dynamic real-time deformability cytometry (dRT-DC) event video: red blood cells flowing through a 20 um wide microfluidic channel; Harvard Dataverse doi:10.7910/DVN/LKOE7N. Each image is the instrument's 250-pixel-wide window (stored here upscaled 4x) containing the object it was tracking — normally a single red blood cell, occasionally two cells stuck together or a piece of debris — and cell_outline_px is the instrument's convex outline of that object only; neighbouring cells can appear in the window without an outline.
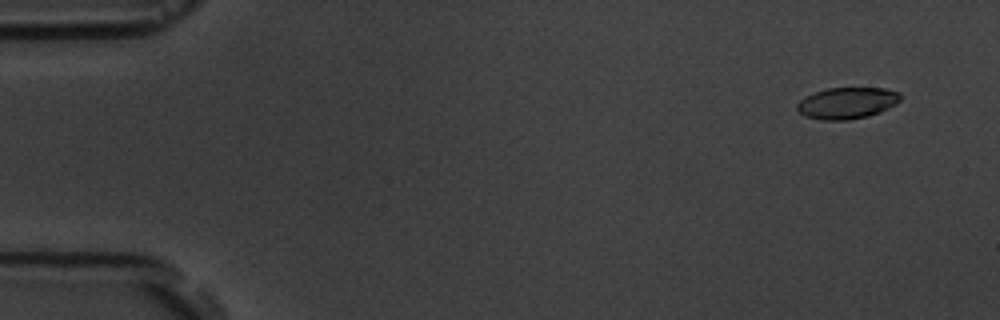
{"species": "common noctule bat (a hibernating species)", "species_latin": "Nyctalus noctula", "temperature_condition": "room temperature", "stored_images_in_passage": 2, "camera_frame_rate_fps": 3000, "um_per_image_px": 0.085, "animal": {"sex": "male", "body_mass_g": 19.5, "forearm_length_mm": 54.6}, "frame": {"image": 1, "passage_image": 2, "time_ms": 1.333, "image_size_px": [1000, 320], "cell_outline_px": [[900, 100], [896, 104], [880, 112], [868, 116], [848, 120], [820, 120], [804, 116], [796, 108], [796, 104], [804, 96], [828, 88], [884, 88], [900, 92]], "centroid_in_image_um": [71.98, 8.76], "position_along_channel_um": 13.0, "area_um2": 19.02}}